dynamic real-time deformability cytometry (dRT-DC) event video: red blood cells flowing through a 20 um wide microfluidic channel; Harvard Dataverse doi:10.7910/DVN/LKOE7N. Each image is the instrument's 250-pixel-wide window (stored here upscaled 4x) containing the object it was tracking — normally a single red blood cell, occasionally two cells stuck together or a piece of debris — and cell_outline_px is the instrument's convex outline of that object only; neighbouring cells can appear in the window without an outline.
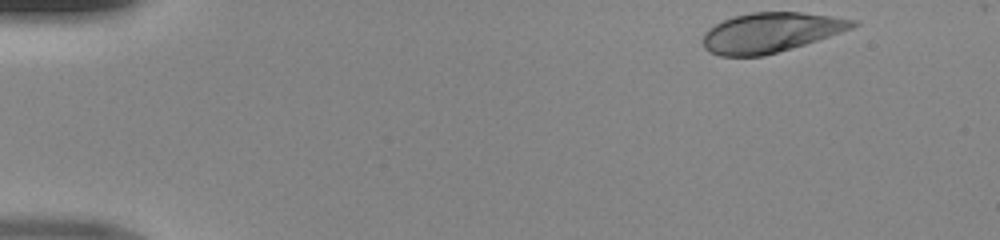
{"species": "human", "species_latin": "Homo sapiens", "temperature_condition": "room temperature", "stored_images_in_passage": 44, "camera_frame_rate_fps": 3000, "um_per_image_px": 0.085, "donor": {"sex": "male"}, "frame": {"image": 1, "passage_image": 1, "time_ms": 0.0, "image_size_px": [1000, 240], "cell_outline_px": [[860, 24], [852, 28], [792, 48], [764, 56], [720, 56], [708, 52], [704, 48], [700, 40], [704, 32], [708, 28], [724, 20], [736, 16], [752, 12], [800, 12], [832, 16], [856, 20]], "centroid_in_image_um": [65.45, 2.77], "position_along_channel_um": 19.5, "area_um2": 34.68}}
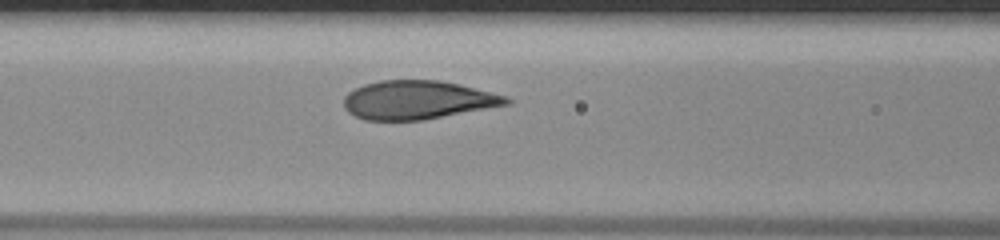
{"frame": {"image": 2, "passage_image": 17, "time_ms": 5.333, "image_size_px": [1000, 240], "cell_outline_px": [[512, 104], [424, 120], [364, 120], [348, 112], [344, 108], [344, 96], [348, 92], [364, 84], [380, 80], [440, 80], [460, 84], [508, 96], [512, 100]], "centroid_in_image_um": [35.54, 8.5], "position_along_channel_um": 131.1, "area_um2": 36.88}}
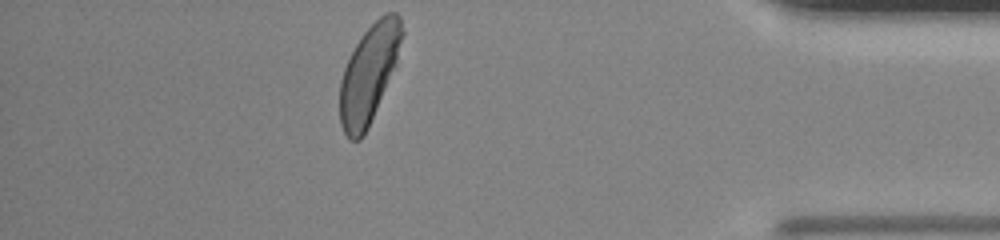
{"frame": {"image": 3, "passage_image": 39, "time_ms": 12.667, "image_size_px": [1000, 240], "cell_outline_px": [[404, 32], [396, 64], [368, 128], [364, 136], [360, 140], [348, 140], [340, 124], [340, 80], [344, 68], [356, 44], [364, 32], [380, 16], [388, 12], [396, 12], [400, 16]], "centroid_in_image_um": [31.36, 6.28], "position_along_channel_um": 403.8, "area_um2": 35.2}}